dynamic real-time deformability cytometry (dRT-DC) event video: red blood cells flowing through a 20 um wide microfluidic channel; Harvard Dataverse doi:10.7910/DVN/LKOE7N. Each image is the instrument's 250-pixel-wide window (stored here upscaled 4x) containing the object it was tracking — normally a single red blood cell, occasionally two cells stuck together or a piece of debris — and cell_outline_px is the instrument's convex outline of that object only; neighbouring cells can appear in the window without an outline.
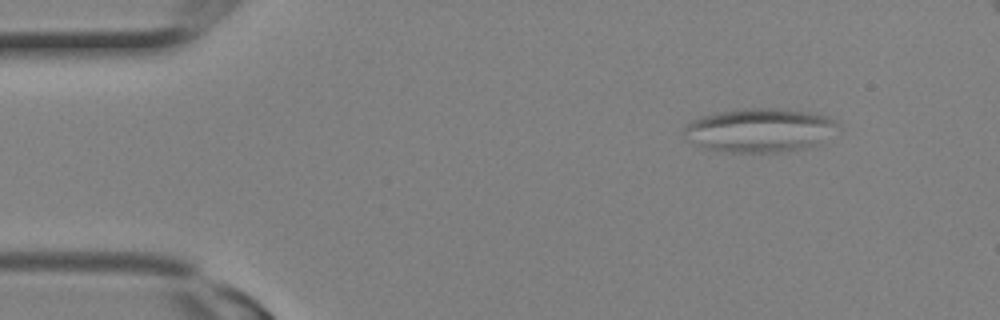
{"species": "Egyptian fruit bat (a non-hibernating species)", "species_latin": "Rousettus aegyptiacus", "temperature_condition": "room temperature", "stored_images_in_passage": 3, "camera_frame_rate_fps": 3000, "um_per_image_px": 0.085, "animal": {"sex": "female"}, "frame": {"image": 1, "passage_image": 1, "time_ms": 0.0, "image_size_px": [1000, 320], "cell_outline_px": [[840, 124], [820, 144], [808, 148], [784, 152], [724, 152], [700, 148], [684, 140], [684, 124], [700, 116], [720, 112], [744, 108], [776, 108], [808, 112], [828, 116], [836, 120]], "centroid_in_image_um": [64.52, 11.08], "position_along_channel_um": 20.5, "area_um2": 39.94}}